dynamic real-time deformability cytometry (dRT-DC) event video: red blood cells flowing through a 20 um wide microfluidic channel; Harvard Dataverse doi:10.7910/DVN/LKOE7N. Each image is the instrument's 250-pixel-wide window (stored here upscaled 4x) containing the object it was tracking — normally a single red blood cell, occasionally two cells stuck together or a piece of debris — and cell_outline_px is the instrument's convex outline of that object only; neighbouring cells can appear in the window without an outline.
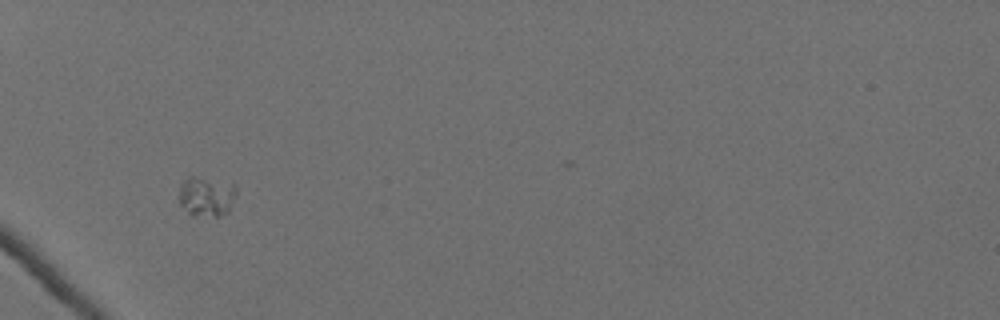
{"species": "Egyptian fruit bat (a non-hibernating species)", "species_latin": "Rousettus aegyptiacus", "temperature_condition": "cold", "stored_images_in_passage": 41, "camera_frame_rate_fps": 3000, "um_per_image_px": 0.085, "animal": {"sex": "female"}, "frame": {"image": 1, "passage_image": 1, "time_ms": 0.0, "image_size_px": [1000, 320], "cell_outline_px": [[236, 196], [228, 212], [220, 216], [212, 216], [188, 212], [180, 204], [180, 184], [188, 176], [196, 176], [236, 184]], "centroid_in_image_um": [17.58, 16.65], "position_along_channel_um": 67.4, "area_um2": 13.18}}
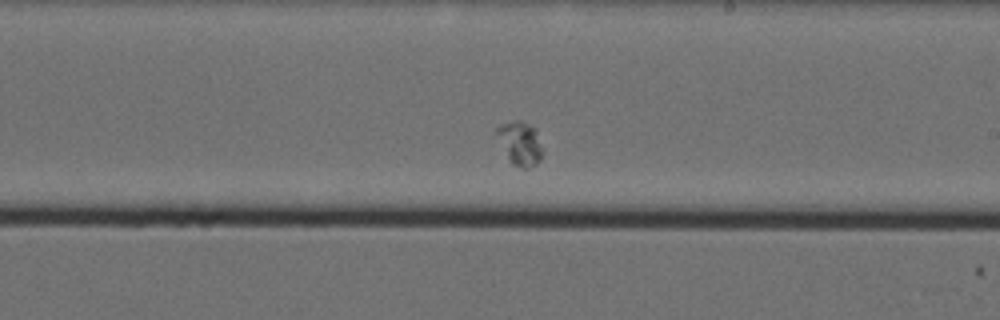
{"frame": {"image": 2, "passage_image": 18, "time_ms": 5.667, "image_size_px": [1000, 320], "cell_outline_px": [[544, 152], [540, 160], [536, 164], [528, 168], [520, 168], [512, 164], [496, 132], [496, 128], [500, 124], [516, 120], [520, 120], [536, 128]], "centroid_in_image_um": [44.26, 12.17], "position_along_channel_um": 244.7, "area_um2": 11.56}}
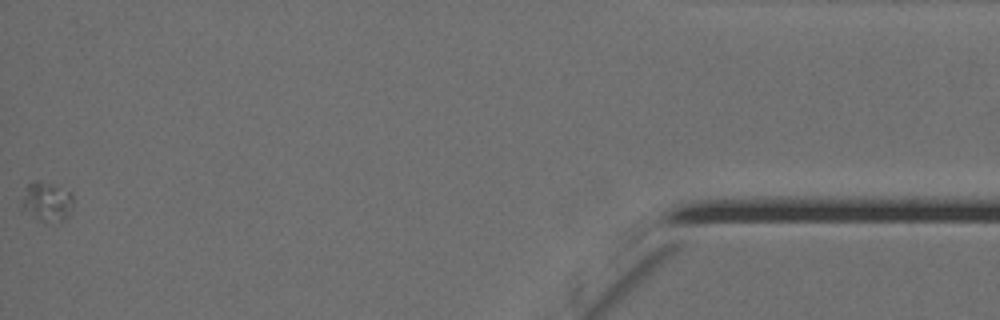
{"frame": {"image": 3, "passage_image": 41, "time_ms": 13.333, "image_size_px": [1000, 320], "cell_outline_px": [[72, 204], [68, 216], [60, 224], [44, 224], [20, 212], [20, 208], [28, 184], [36, 180], [40, 180], [52, 184], [72, 192]], "centroid_in_image_um": [3.96, 17.23], "position_along_channel_um": 431.2, "area_um2": 12.48}}